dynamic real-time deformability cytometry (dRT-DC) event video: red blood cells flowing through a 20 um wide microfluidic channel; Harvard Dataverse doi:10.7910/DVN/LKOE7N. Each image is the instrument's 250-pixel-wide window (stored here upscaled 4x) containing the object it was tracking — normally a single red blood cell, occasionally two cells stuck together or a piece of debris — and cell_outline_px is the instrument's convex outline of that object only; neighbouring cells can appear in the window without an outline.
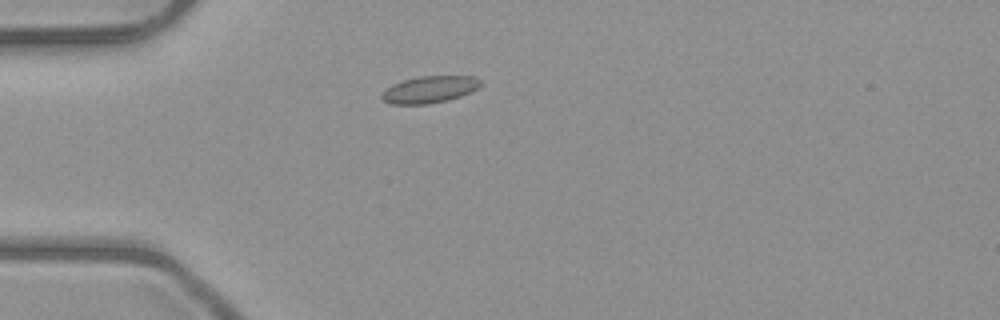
{"species": "common noctule bat (a hibernating species)", "species_latin": "Nyctalus noctula", "temperature_condition": "room temperature", "stored_images_in_passage": 3, "camera_frame_rate_fps": 3000, "um_per_image_px": 0.085, "animal": {"sex": "male", "body_mass_g": 23.1, "forearm_length_mm": 52.7}, "frame": {"image": 1, "passage_image": 3, "time_ms": 2.333, "image_size_px": [1000, 320], "cell_outline_px": [[480, 84], [476, 88], [460, 96], [448, 100], [428, 104], [392, 104], [384, 100], [380, 96], [380, 92], [392, 84], [404, 80], [420, 76], [476, 76], [480, 80]], "centroid_in_image_um": [36.46, 7.6], "position_along_channel_um": 48.5, "area_um2": 15.37}}